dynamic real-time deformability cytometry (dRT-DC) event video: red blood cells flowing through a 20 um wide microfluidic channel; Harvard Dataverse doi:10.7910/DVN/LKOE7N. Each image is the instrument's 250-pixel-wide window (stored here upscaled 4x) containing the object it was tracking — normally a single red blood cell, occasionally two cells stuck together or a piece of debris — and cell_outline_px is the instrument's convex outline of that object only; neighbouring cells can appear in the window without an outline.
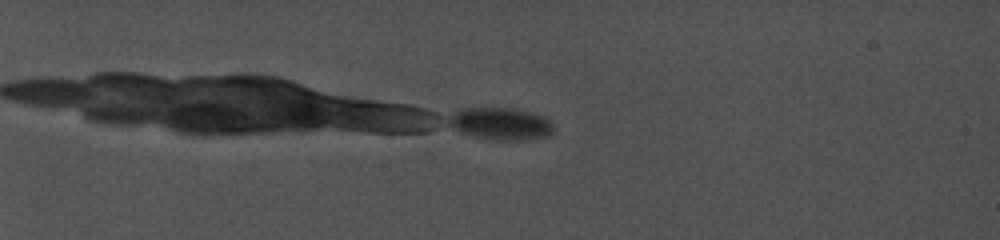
{"species": "common noctule bat (a hibernating species)", "species_latin": "Nyctalus noctula", "temperature_condition": "cold", "stored_images_in_passage": 44, "camera_frame_rate_fps": 5000, "um_per_image_px": 0.085, "animal": {"sex": "female", "body_mass_g": 19.0, "forearm_length_mm": 56.7}, "frame": {"image": 1, "passage_image": 13, "time_ms": 3.2, "image_size_px": [1000, 240], "cell_outline_px": [[548, 128], [544, 132], [524, 136], [484, 136], [468, 132], [460, 128], [456, 124], [456, 120], [460, 112], [472, 108], [496, 108], [520, 112], [532, 116], [548, 124]], "centroid_in_image_um": [42.45, 10.43], "position_along_channel_um": 42.6, "area_um2": 14.62}}
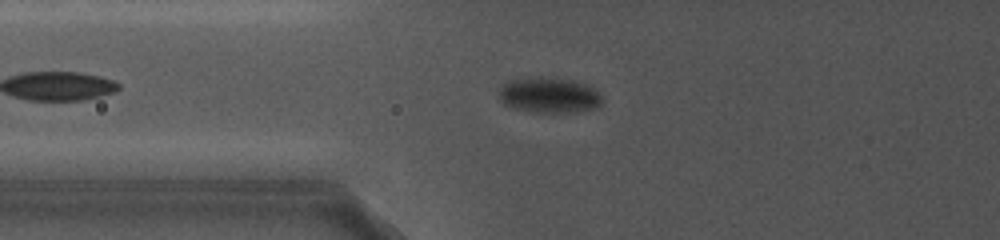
{"frame": {"image": 2, "passage_image": 26, "time_ms": 6.8, "image_size_px": [1000, 240], "cell_outline_px": [[600, 100], [592, 108], [572, 112], [536, 112], [504, 104], [500, 96], [500, 92], [504, 84], [512, 80], [544, 76], [572, 80], [596, 92]], "centroid_in_image_um": [46.6, 8.08], "position_along_channel_um": 79.2, "area_um2": 20.11}}
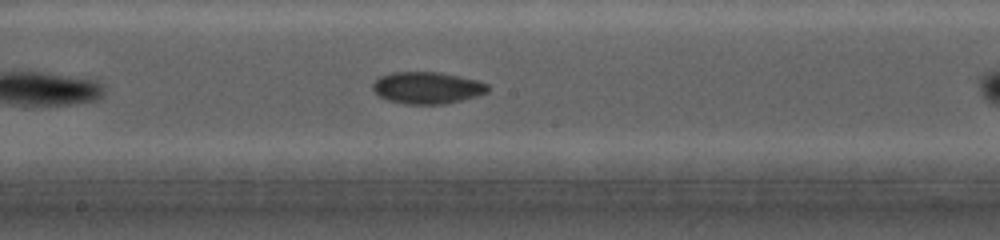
{"frame": {"image": 3, "passage_image": 35, "time_ms": 9.2, "image_size_px": [1000, 240], "cell_outline_px": [[488, 92], [460, 100], [444, 104], [404, 104], [388, 100], [380, 96], [372, 88], [372, 84], [380, 76], [392, 72], [440, 72], [476, 80], [488, 84]], "centroid_in_image_um": [36.29, 7.46], "position_along_channel_um": 211.9, "area_um2": 21.15}}